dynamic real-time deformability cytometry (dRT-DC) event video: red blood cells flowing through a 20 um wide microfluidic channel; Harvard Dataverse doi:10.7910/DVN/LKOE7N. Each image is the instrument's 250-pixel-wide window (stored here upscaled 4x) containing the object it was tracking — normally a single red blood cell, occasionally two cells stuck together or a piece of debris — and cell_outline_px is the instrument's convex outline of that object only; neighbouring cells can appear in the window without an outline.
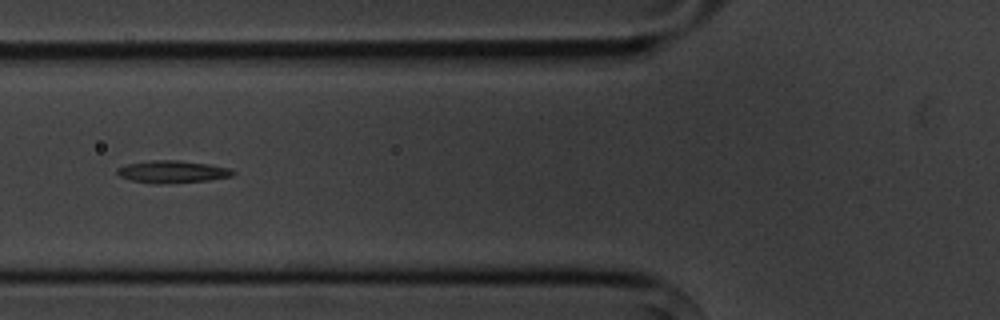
{"species": "common noctule bat (a hibernating species)", "species_latin": "Nyctalus noctula", "temperature_condition": "cold", "stored_images_in_passage": 9, "camera_frame_rate_fps": 3000, "um_per_image_px": 0.085, "animal": {"sex": "male", "body_mass_g": 20.1, "forearm_length_mm": 53.5}, "frame": {"image": 1, "passage_image": 6, "time_ms": 6.0, "image_size_px": [1000, 320], "cell_outline_px": [[236, 172], [232, 176], [208, 180], [160, 184], [156, 184], [132, 180], [120, 176], [116, 172], [116, 168], [128, 164], [152, 160], [180, 160], [208, 164], [228, 168]], "centroid_in_image_um": [14.64, 14.59], "position_along_channel_um": 111.2, "area_um2": 14.91}}
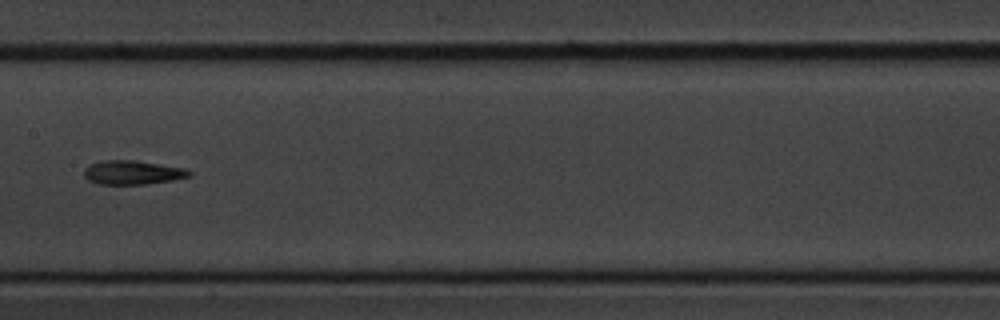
{"frame": {"image": 2, "passage_image": 8, "time_ms": 8.333, "image_size_px": [1000, 320], "cell_outline_px": [[192, 176], [172, 180], [144, 184], [100, 184], [88, 180], [84, 176], [84, 168], [88, 164], [104, 160], [136, 160], [184, 168], [192, 172]], "centroid_in_image_um": [11.25, 14.65], "position_along_channel_um": 196.2, "area_um2": 14.74}}
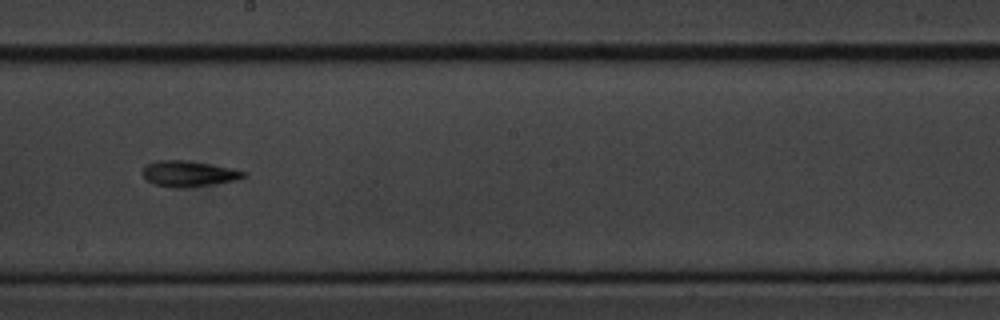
{"frame": {"image": 3, "passage_image": 9, "time_ms": 9.333, "image_size_px": [1000, 320], "cell_outline_px": [[244, 176], [236, 180], [216, 184], [184, 188], [172, 188], [156, 184], [148, 180], [144, 176], [144, 168], [148, 164], [156, 160], [184, 160], [232, 168], [244, 172]], "centroid_in_image_um": [16.03, 14.77], "position_along_channel_um": 232.2, "area_um2": 14.91}}